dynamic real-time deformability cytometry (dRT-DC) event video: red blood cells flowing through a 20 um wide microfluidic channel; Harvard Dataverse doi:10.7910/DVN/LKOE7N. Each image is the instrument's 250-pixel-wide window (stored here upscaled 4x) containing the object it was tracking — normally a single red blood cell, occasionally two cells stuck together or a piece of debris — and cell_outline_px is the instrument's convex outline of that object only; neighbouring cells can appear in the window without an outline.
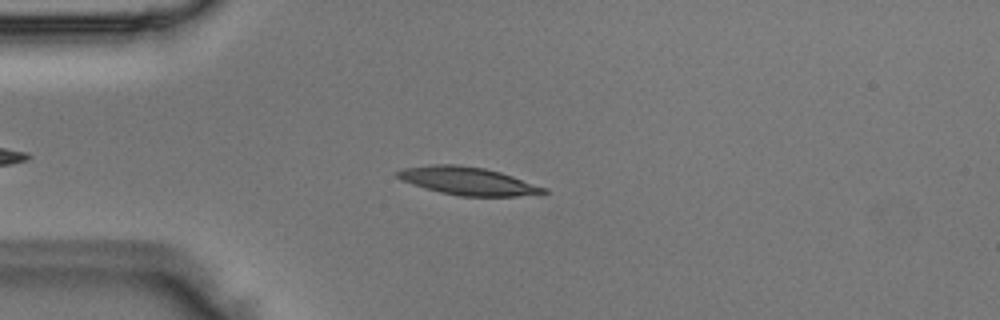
{"species": "Egyptian fruit bat (a non-hibernating species)", "species_latin": "Rousettus aegyptiacus", "temperature_condition": "room temperature", "stored_images_in_passage": 5, "camera_frame_rate_fps": 3000, "um_per_image_px": 0.085, "animal": {"sex": "male"}, "frame": {"image": 1, "passage_image": 4, "time_ms": 1.0, "image_size_px": [1000, 320], "cell_outline_px": [[548, 192], [516, 196], [460, 196], [440, 192], [424, 188], [400, 180], [396, 176], [396, 172], [400, 168], [432, 164], [456, 164], [484, 168], [500, 172], [548, 188]], "centroid_in_image_um": [39.72, 15.37], "position_along_channel_um": 45.3, "area_um2": 23.81}}